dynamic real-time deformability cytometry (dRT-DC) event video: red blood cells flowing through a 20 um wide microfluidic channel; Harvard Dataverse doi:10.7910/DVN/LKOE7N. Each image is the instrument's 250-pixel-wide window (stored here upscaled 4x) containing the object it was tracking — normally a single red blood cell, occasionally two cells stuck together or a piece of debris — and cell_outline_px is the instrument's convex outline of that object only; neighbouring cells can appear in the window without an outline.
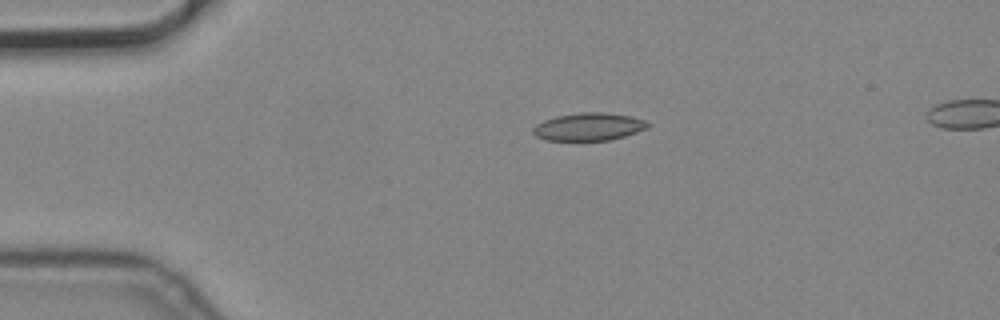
{"species": "common noctule bat (a hibernating species)", "species_latin": "Nyctalus noctula", "temperature_condition": "cold", "stored_images_in_passage": 4, "camera_frame_rate_fps": 3000, "um_per_image_px": 0.085, "animal": {"sex": "male", "body_mass_g": 19.2, "forearm_length_mm": 51.8}, "frame": {"image": 1, "passage_image": 1, "time_ms": 0.0, "image_size_px": [1000, 320], "cell_outline_px": [[652, 124], [648, 128], [612, 140], [544, 140], [536, 136], [532, 132], [532, 128], [536, 124], [544, 120], [556, 116], [580, 112], [604, 112], [632, 116], [644, 120]], "centroid_in_image_um": [50.05, 10.77], "position_along_channel_um": 35.0, "area_um2": 18.67}}
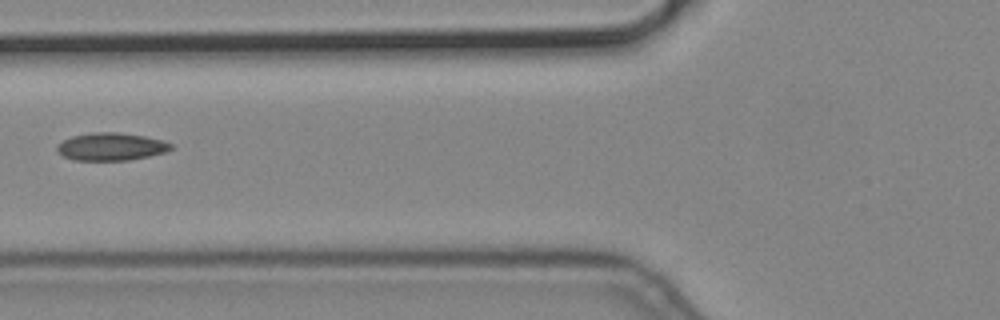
{"frame": {"image": 2, "passage_image": 4, "time_ms": 1.0, "image_size_px": [1000, 320], "cell_outline_px": [[172, 148], [164, 152], [148, 156], [128, 160], [72, 160], [64, 156], [56, 148], [56, 144], [72, 136], [92, 132], [116, 132], [144, 136], [164, 140], [172, 144]], "centroid_in_image_um": [9.43, 12.46], "position_along_channel_um": 116.4, "area_um2": 18.26}}